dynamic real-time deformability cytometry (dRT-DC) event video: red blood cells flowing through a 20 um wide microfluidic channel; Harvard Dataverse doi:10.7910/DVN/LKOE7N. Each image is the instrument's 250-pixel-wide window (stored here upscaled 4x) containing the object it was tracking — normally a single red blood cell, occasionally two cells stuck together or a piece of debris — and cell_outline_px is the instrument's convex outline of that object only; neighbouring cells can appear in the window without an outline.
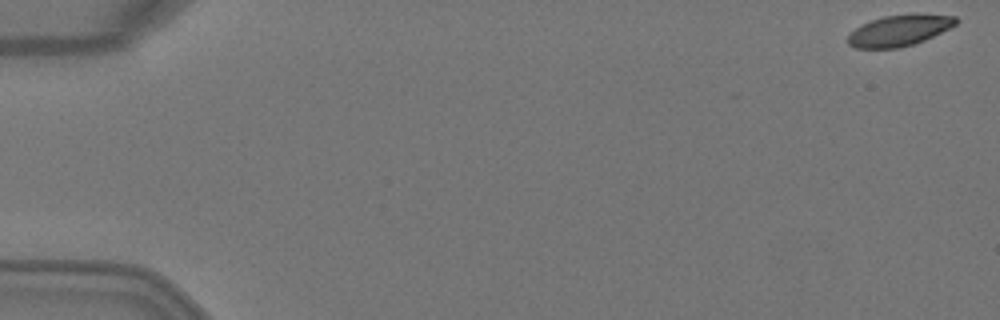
{"species": "Egyptian fruit bat (a non-hibernating species)", "species_latin": "Rousettus aegyptiacus", "temperature_condition": "warm", "stored_images_in_passage": 5, "camera_frame_rate_fps": 3000, "um_per_image_px": 0.085, "animal": {"sex": "female"}, "frame": {"image": 1, "passage_image": 1, "time_ms": 0.0, "image_size_px": [1000, 320], "cell_outline_px": [[960, 20], [956, 24], [924, 40], [912, 44], [896, 48], [856, 48], [848, 44], [848, 36], [856, 28], [872, 20], [884, 16], [916, 12], [956, 16]], "centroid_in_image_um": [76.48, 2.56], "position_along_channel_um": 8.5, "area_um2": 19.54}}
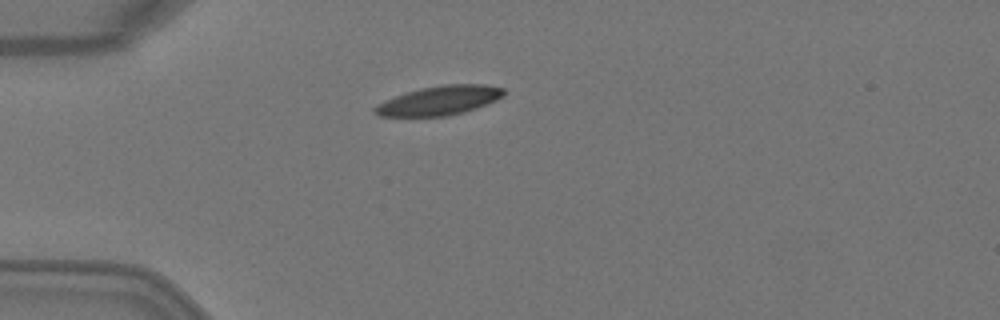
{"frame": {"image": 2, "passage_image": 4, "time_ms": 1.0, "image_size_px": [1000, 320], "cell_outline_px": [[504, 96], [496, 100], [476, 108], [464, 112], [448, 116], [380, 116], [372, 112], [372, 108], [376, 104], [384, 100], [420, 88], [440, 84], [488, 84], [504, 88]], "centroid_in_image_um": [37.34, 8.54], "position_along_channel_um": 47.7, "area_um2": 22.08}}